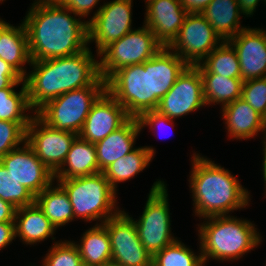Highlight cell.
I'll return each instance as SVG.
<instances>
[{
    "label": "cell",
    "mask_w": 266,
    "mask_h": 266,
    "mask_svg": "<svg viewBox=\"0 0 266 266\" xmlns=\"http://www.w3.org/2000/svg\"><path fill=\"white\" fill-rule=\"evenodd\" d=\"M53 0H35L23 20L31 61L61 58L87 48L88 24Z\"/></svg>",
    "instance_id": "obj_1"
},
{
    "label": "cell",
    "mask_w": 266,
    "mask_h": 266,
    "mask_svg": "<svg viewBox=\"0 0 266 266\" xmlns=\"http://www.w3.org/2000/svg\"><path fill=\"white\" fill-rule=\"evenodd\" d=\"M30 66L33 70L24 82L32 113L66 92L90 86L100 76L99 61L89 47L71 56L31 61Z\"/></svg>",
    "instance_id": "obj_2"
},
{
    "label": "cell",
    "mask_w": 266,
    "mask_h": 266,
    "mask_svg": "<svg viewBox=\"0 0 266 266\" xmlns=\"http://www.w3.org/2000/svg\"><path fill=\"white\" fill-rule=\"evenodd\" d=\"M192 158L189 187L195 215H227L249 205L250 193L229 170L198 153H193Z\"/></svg>",
    "instance_id": "obj_3"
},
{
    "label": "cell",
    "mask_w": 266,
    "mask_h": 266,
    "mask_svg": "<svg viewBox=\"0 0 266 266\" xmlns=\"http://www.w3.org/2000/svg\"><path fill=\"white\" fill-rule=\"evenodd\" d=\"M207 220L199 227L200 252L204 264L207 260L233 261L259 246L262 237L255 224L230 215L202 218ZM209 220V221H208Z\"/></svg>",
    "instance_id": "obj_4"
},
{
    "label": "cell",
    "mask_w": 266,
    "mask_h": 266,
    "mask_svg": "<svg viewBox=\"0 0 266 266\" xmlns=\"http://www.w3.org/2000/svg\"><path fill=\"white\" fill-rule=\"evenodd\" d=\"M69 196L74 218L103 224L121 210L116 207V191L103 172L69 179H57ZM116 208V209H115ZM118 208V209H117Z\"/></svg>",
    "instance_id": "obj_5"
},
{
    "label": "cell",
    "mask_w": 266,
    "mask_h": 266,
    "mask_svg": "<svg viewBox=\"0 0 266 266\" xmlns=\"http://www.w3.org/2000/svg\"><path fill=\"white\" fill-rule=\"evenodd\" d=\"M106 90V81L98 77L90 86L66 92L49 100L36 115L49 127L79 134L91 106Z\"/></svg>",
    "instance_id": "obj_6"
},
{
    "label": "cell",
    "mask_w": 266,
    "mask_h": 266,
    "mask_svg": "<svg viewBox=\"0 0 266 266\" xmlns=\"http://www.w3.org/2000/svg\"><path fill=\"white\" fill-rule=\"evenodd\" d=\"M142 245L153 257L177 240L171 233L168 193L165 182H154L141 217L134 220Z\"/></svg>",
    "instance_id": "obj_7"
},
{
    "label": "cell",
    "mask_w": 266,
    "mask_h": 266,
    "mask_svg": "<svg viewBox=\"0 0 266 266\" xmlns=\"http://www.w3.org/2000/svg\"><path fill=\"white\" fill-rule=\"evenodd\" d=\"M163 46L146 26L134 29L107 46L98 56L99 75L105 81L122 67L142 64L151 59Z\"/></svg>",
    "instance_id": "obj_8"
},
{
    "label": "cell",
    "mask_w": 266,
    "mask_h": 266,
    "mask_svg": "<svg viewBox=\"0 0 266 266\" xmlns=\"http://www.w3.org/2000/svg\"><path fill=\"white\" fill-rule=\"evenodd\" d=\"M106 90L131 118L151 111L150 59L115 71L106 80Z\"/></svg>",
    "instance_id": "obj_9"
},
{
    "label": "cell",
    "mask_w": 266,
    "mask_h": 266,
    "mask_svg": "<svg viewBox=\"0 0 266 266\" xmlns=\"http://www.w3.org/2000/svg\"><path fill=\"white\" fill-rule=\"evenodd\" d=\"M223 40L200 13H188L177 37L168 46L188 65L195 66Z\"/></svg>",
    "instance_id": "obj_10"
},
{
    "label": "cell",
    "mask_w": 266,
    "mask_h": 266,
    "mask_svg": "<svg viewBox=\"0 0 266 266\" xmlns=\"http://www.w3.org/2000/svg\"><path fill=\"white\" fill-rule=\"evenodd\" d=\"M111 244V263L118 266H152L153 257L142 245L133 217L124 210L103 223Z\"/></svg>",
    "instance_id": "obj_11"
},
{
    "label": "cell",
    "mask_w": 266,
    "mask_h": 266,
    "mask_svg": "<svg viewBox=\"0 0 266 266\" xmlns=\"http://www.w3.org/2000/svg\"><path fill=\"white\" fill-rule=\"evenodd\" d=\"M132 0H113L94 12L88 24V43L95 41L97 56L110 44L132 31Z\"/></svg>",
    "instance_id": "obj_12"
},
{
    "label": "cell",
    "mask_w": 266,
    "mask_h": 266,
    "mask_svg": "<svg viewBox=\"0 0 266 266\" xmlns=\"http://www.w3.org/2000/svg\"><path fill=\"white\" fill-rule=\"evenodd\" d=\"M77 136L74 132L49 127L36 113L26 129V142L53 174L62 166Z\"/></svg>",
    "instance_id": "obj_13"
},
{
    "label": "cell",
    "mask_w": 266,
    "mask_h": 266,
    "mask_svg": "<svg viewBox=\"0 0 266 266\" xmlns=\"http://www.w3.org/2000/svg\"><path fill=\"white\" fill-rule=\"evenodd\" d=\"M205 105L199 69L189 65L176 79L171 89L160 99L156 111L170 119H175Z\"/></svg>",
    "instance_id": "obj_14"
},
{
    "label": "cell",
    "mask_w": 266,
    "mask_h": 266,
    "mask_svg": "<svg viewBox=\"0 0 266 266\" xmlns=\"http://www.w3.org/2000/svg\"><path fill=\"white\" fill-rule=\"evenodd\" d=\"M8 173L24 185L34 196L54 182V174L42 163L25 141L0 159Z\"/></svg>",
    "instance_id": "obj_15"
},
{
    "label": "cell",
    "mask_w": 266,
    "mask_h": 266,
    "mask_svg": "<svg viewBox=\"0 0 266 266\" xmlns=\"http://www.w3.org/2000/svg\"><path fill=\"white\" fill-rule=\"evenodd\" d=\"M130 118L125 108L105 90L91 106L78 136L95 144L119 129Z\"/></svg>",
    "instance_id": "obj_16"
},
{
    "label": "cell",
    "mask_w": 266,
    "mask_h": 266,
    "mask_svg": "<svg viewBox=\"0 0 266 266\" xmlns=\"http://www.w3.org/2000/svg\"><path fill=\"white\" fill-rule=\"evenodd\" d=\"M228 42L236 50L243 81L266 77V31L245 28Z\"/></svg>",
    "instance_id": "obj_17"
},
{
    "label": "cell",
    "mask_w": 266,
    "mask_h": 266,
    "mask_svg": "<svg viewBox=\"0 0 266 266\" xmlns=\"http://www.w3.org/2000/svg\"><path fill=\"white\" fill-rule=\"evenodd\" d=\"M144 25L155 35V39L168 47L177 37L188 12L181 0H146Z\"/></svg>",
    "instance_id": "obj_18"
},
{
    "label": "cell",
    "mask_w": 266,
    "mask_h": 266,
    "mask_svg": "<svg viewBox=\"0 0 266 266\" xmlns=\"http://www.w3.org/2000/svg\"><path fill=\"white\" fill-rule=\"evenodd\" d=\"M188 66L168 47H163L150 59L151 111L157 109L160 99Z\"/></svg>",
    "instance_id": "obj_19"
},
{
    "label": "cell",
    "mask_w": 266,
    "mask_h": 266,
    "mask_svg": "<svg viewBox=\"0 0 266 266\" xmlns=\"http://www.w3.org/2000/svg\"><path fill=\"white\" fill-rule=\"evenodd\" d=\"M222 114L230 138L251 139L258 132L265 133L266 137V119L242 98L223 106Z\"/></svg>",
    "instance_id": "obj_20"
},
{
    "label": "cell",
    "mask_w": 266,
    "mask_h": 266,
    "mask_svg": "<svg viewBox=\"0 0 266 266\" xmlns=\"http://www.w3.org/2000/svg\"><path fill=\"white\" fill-rule=\"evenodd\" d=\"M141 130L138 118H130L119 129L95 143L99 171L103 172L113 162L133 151Z\"/></svg>",
    "instance_id": "obj_21"
},
{
    "label": "cell",
    "mask_w": 266,
    "mask_h": 266,
    "mask_svg": "<svg viewBox=\"0 0 266 266\" xmlns=\"http://www.w3.org/2000/svg\"><path fill=\"white\" fill-rule=\"evenodd\" d=\"M0 58L23 78L27 76L25 63L31 64L28 36L24 23L13 26L0 18Z\"/></svg>",
    "instance_id": "obj_22"
},
{
    "label": "cell",
    "mask_w": 266,
    "mask_h": 266,
    "mask_svg": "<svg viewBox=\"0 0 266 266\" xmlns=\"http://www.w3.org/2000/svg\"><path fill=\"white\" fill-rule=\"evenodd\" d=\"M14 230L15 238L18 236L23 243L32 245L52 237L56 228L34 203L16 209Z\"/></svg>",
    "instance_id": "obj_23"
},
{
    "label": "cell",
    "mask_w": 266,
    "mask_h": 266,
    "mask_svg": "<svg viewBox=\"0 0 266 266\" xmlns=\"http://www.w3.org/2000/svg\"><path fill=\"white\" fill-rule=\"evenodd\" d=\"M97 173L100 171L95 144L77 136L62 166L54 173V179H69Z\"/></svg>",
    "instance_id": "obj_24"
},
{
    "label": "cell",
    "mask_w": 266,
    "mask_h": 266,
    "mask_svg": "<svg viewBox=\"0 0 266 266\" xmlns=\"http://www.w3.org/2000/svg\"><path fill=\"white\" fill-rule=\"evenodd\" d=\"M200 14L223 41L230 40L247 28L240 26V17L243 13L237 0H213Z\"/></svg>",
    "instance_id": "obj_25"
},
{
    "label": "cell",
    "mask_w": 266,
    "mask_h": 266,
    "mask_svg": "<svg viewBox=\"0 0 266 266\" xmlns=\"http://www.w3.org/2000/svg\"><path fill=\"white\" fill-rule=\"evenodd\" d=\"M77 246L84 266H104L111 263L110 237L103 224H97L84 232Z\"/></svg>",
    "instance_id": "obj_26"
},
{
    "label": "cell",
    "mask_w": 266,
    "mask_h": 266,
    "mask_svg": "<svg viewBox=\"0 0 266 266\" xmlns=\"http://www.w3.org/2000/svg\"><path fill=\"white\" fill-rule=\"evenodd\" d=\"M155 150L151 146H142L135 148L125 157H121L113 162L103 173L109 181L111 187L117 191L119 182H124L134 178L143 171L155 155Z\"/></svg>",
    "instance_id": "obj_27"
},
{
    "label": "cell",
    "mask_w": 266,
    "mask_h": 266,
    "mask_svg": "<svg viewBox=\"0 0 266 266\" xmlns=\"http://www.w3.org/2000/svg\"><path fill=\"white\" fill-rule=\"evenodd\" d=\"M53 185L52 182L36 195L35 203L57 229L75 218L68 194L58 182L57 186Z\"/></svg>",
    "instance_id": "obj_28"
},
{
    "label": "cell",
    "mask_w": 266,
    "mask_h": 266,
    "mask_svg": "<svg viewBox=\"0 0 266 266\" xmlns=\"http://www.w3.org/2000/svg\"><path fill=\"white\" fill-rule=\"evenodd\" d=\"M203 82V94L206 105L228 103L242 97L243 80L228 78L213 73H200Z\"/></svg>",
    "instance_id": "obj_29"
},
{
    "label": "cell",
    "mask_w": 266,
    "mask_h": 266,
    "mask_svg": "<svg viewBox=\"0 0 266 266\" xmlns=\"http://www.w3.org/2000/svg\"><path fill=\"white\" fill-rule=\"evenodd\" d=\"M200 73H213L228 78H241L240 64L234 47L223 41L199 64Z\"/></svg>",
    "instance_id": "obj_30"
},
{
    "label": "cell",
    "mask_w": 266,
    "mask_h": 266,
    "mask_svg": "<svg viewBox=\"0 0 266 266\" xmlns=\"http://www.w3.org/2000/svg\"><path fill=\"white\" fill-rule=\"evenodd\" d=\"M22 84L21 90L16 92L14 87ZM32 110L28 101L25 82H13L8 88L0 89V120L12 122H31L32 116L25 112Z\"/></svg>",
    "instance_id": "obj_31"
},
{
    "label": "cell",
    "mask_w": 266,
    "mask_h": 266,
    "mask_svg": "<svg viewBox=\"0 0 266 266\" xmlns=\"http://www.w3.org/2000/svg\"><path fill=\"white\" fill-rule=\"evenodd\" d=\"M152 266H205L202 254L195 255L184 243L176 240L157 252Z\"/></svg>",
    "instance_id": "obj_32"
},
{
    "label": "cell",
    "mask_w": 266,
    "mask_h": 266,
    "mask_svg": "<svg viewBox=\"0 0 266 266\" xmlns=\"http://www.w3.org/2000/svg\"><path fill=\"white\" fill-rule=\"evenodd\" d=\"M0 198L16 209L35 203V196L17 182L0 162Z\"/></svg>",
    "instance_id": "obj_33"
},
{
    "label": "cell",
    "mask_w": 266,
    "mask_h": 266,
    "mask_svg": "<svg viewBox=\"0 0 266 266\" xmlns=\"http://www.w3.org/2000/svg\"><path fill=\"white\" fill-rule=\"evenodd\" d=\"M54 243L42 260V266H83L79 250L73 241Z\"/></svg>",
    "instance_id": "obj_34"
},
{
    "label": "cell",
    "mask_w": 266,
    "mask_h": 266,
    "mask_svg": "<svg viewBox=\"0 0 266 266\" xmlns=\"http://www.w3.org/2000/svg\"><path fill=\"white\" fill-rule=\"evenodd\" d=\"M29 123L0 120V159L24 144Z\"/></svg>",
    "instance_id": "obj_35"
},
{
    "label": "cell",
    "mask_w": 266,
    "mask_h": 266,
    "mask_svg": "<svg viewBox=\"0 0 266 266\" xmlns=\"http://www.w3.org/2000/svg\"><path fill=\"white\" fill-rule=\"evenodd\" d=\"M241 98L266 119V77L244 81Z\"/></svg>",
    "instance_id": "obj_36"
},
{
    "label": "cell",
    "mask_w": 266,
    "mask_h": 266,
    "mask_svg": "<svg viewBox=\"0 0 266 266\" xmlns=\"http://www.w3.org/2000/svg\"><path fill=\"white\" fill-rule=\"evenodd\" d=\"M57 5L70 9L78 17H87L100 0H53Z\"/></svg>",
    "instance_id": "obj_37"
},
{
    "label": "cell",
    "mask_w": 266,
    "mask_h": 266,
    "mask_svg": "<svg viewBox=\"0 0 266 266\" xmlns=\"http://www.w3.org/2000/svg\"><path fill=\"white\" fill-rule=\"evenodd\" d=\"M13 82H24V78L0 58V89L8 88Z\"/></svg>",
    "instance_id": "obj_38"
},
{
    "label": "cell",
    "mask_w": 266,
    "mask_h": 266,
    "mask_svg": "<svg viewBox=\"0 0 266 266\" xmlns=\"http://www.w3.org/2000/svg\"><path fill=\"white\" fill-rule=\"evenodd\" d=\"M139 123L141 129L144 128V126H150L151 130H154V128H157V126H160L161 124H173V119L168 118L165 115L160 114L156 110L144 112L139 118ZM163 126V125H162Z\"/></svg>",
    "instance_id": "obj_39"
},
{
    "label": "cell",
    "mask_w": 266,
    "mask_h": 266,
    "mask_svg": "<svg viewBox=\"0 0 266 266\" xmlns=\"http://www.w3.org/2000/svg\"><path fill=\"white\" fill-rule=\"evenodd\" d=\"M15 239L14 222L0 223V250L8 246Z\"/></svg>",
    "instance_id": "obj_40"
},
{
    "label": "cell",
    "mask_w": 266,
    "mask_h": 266,
    "mask_svg": "<svg viewBox=\"0 0 266 266\" xmlns=\"http://www.w3.org/2000/svg\"><path fill=\"white\" fill-rule=\"evenodd\" d=\"M213 0H181L188 13H201Z\"/></svg>",
    "instance_id": "obj_41"
},
{
    "label": "cell",
    "mask_w": 266,
    "mask_h": 266,
    "mask_svg": "<svg viewBox=\"0 0 266 266\" xmlns=\"http://www.w3.org/2000/svg\"><path fill=\"white\" fill-rule=\"evenodd\" d=\"M16 208L0 198V223L14 222Z\"/></svg>",
    "instance_id": "obj_42"
},
{
    "label": "cell",
    "mask_w": 266,
    "mask_h": 266,
    "mask_svg": "<svg viewBox=\"0 0 266 266\" xmlns=\"http://www.w3.org/2000/svg\"><path fill=\"white\" fill-rule=\"evenodd\" d=\"M237 2L239 4L240 11L243 13V15L251 17V15L253 16L256 6L260 2V0H237Z\"/></svg>",
    "instance_id": "obj_43"
},
{
    "label": "cell",
    "mask_w": 266,
    "mask_h": 266,
    "mask_svg": "<svg viewBox=\"0 0 266 266\" xmlns=\"http://www.w3.org/2000/svg\"><path fill=\"white\" fill-rule=\"evenodd\" d=\"M263 139H264V141H263V154H264V157H263V164H262V166H263V178H264V182H265V188H266V137L265 136H263ZM266 190V189H265ZM266 192V191H265Z\"/></svg>",
    "instance_id": "obj_44"
},
{
    "label": "cell",
    "mask_w": 266,
    "mask_h": 266,
    "mask_svg": "<svg viewBox=\"0 0 266 266\" xmlns=\"http://www.w3.org/2000/svg\"><path fill=\"white\" fill-rule=\"evenodd\" d=\"M104 266H118V265H116V264H114V263H109V264H106V265H104Z\"/></svg>",
    "instance_id": "obj_45"
}]
</instances>
